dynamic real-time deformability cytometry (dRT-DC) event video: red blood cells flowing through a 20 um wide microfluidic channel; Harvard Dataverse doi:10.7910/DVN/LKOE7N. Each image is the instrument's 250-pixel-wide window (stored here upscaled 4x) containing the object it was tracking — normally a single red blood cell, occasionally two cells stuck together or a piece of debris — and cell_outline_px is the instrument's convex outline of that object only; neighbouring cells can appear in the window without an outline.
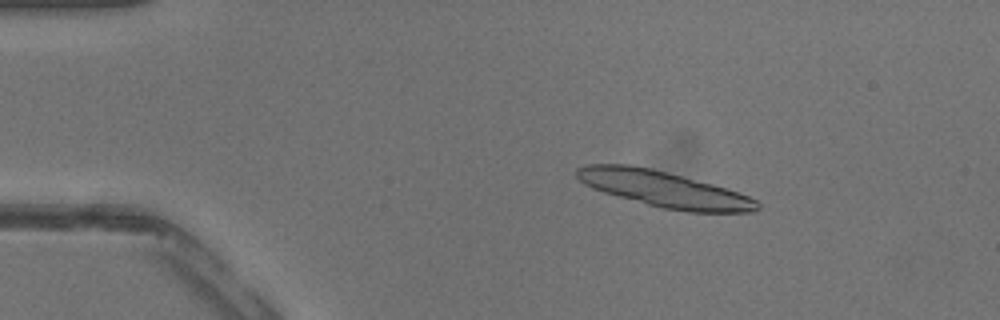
{"species": "common noctule bat (a hibernating species)", "species_latin": "Nyctalus noctula", "temperature_condition": "warm", "stored_images_in_passage": 41, "segment_of_instrument_passage": [1, 2], "camera_frame_rate_fps": 3000, "um_per_image_px": 0.085, "animal": {"sex": "male", "body_mass_g": 13.3}, "frame": {"image": 1, "passage_image": 6, "time_ms": 1.667, "image_size_px": [1000, 320], "cell_outline_px": [[760, 208], [756, 212], [688, 212], [660, 208], [604, 192], [592, 188], [584, 184], [576, 176], [576, 168], [588, 164], [628, 164], [652, 168], [684, 176], [728, 188], [748, 196], [756, 200], [760, 204]], "centroid_in_image_um": [56.45, 16.07], "position_along_channel_um": 28.5, "area_um2": 38.03}}